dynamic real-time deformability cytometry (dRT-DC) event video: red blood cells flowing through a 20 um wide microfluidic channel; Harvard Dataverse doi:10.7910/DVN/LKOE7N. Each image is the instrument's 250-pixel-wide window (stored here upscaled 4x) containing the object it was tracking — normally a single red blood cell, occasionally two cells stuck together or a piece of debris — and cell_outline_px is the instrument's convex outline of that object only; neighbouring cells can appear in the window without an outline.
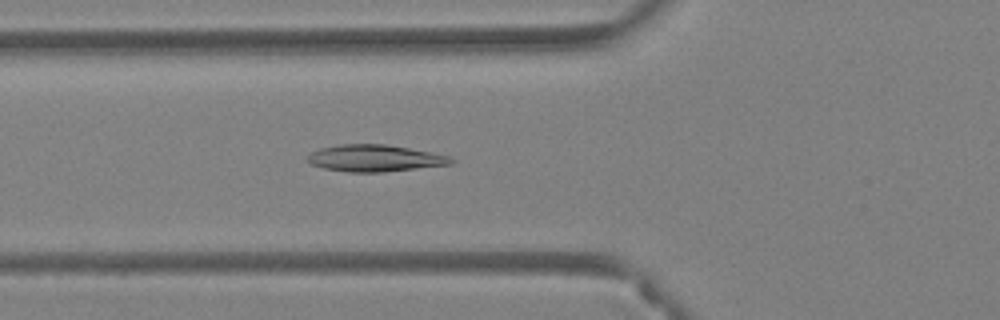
{"species": "Egyptian fruit bat (a non-hibernating species)", "species_latin": "Rousettus aegyptiacus", "temperature_condition": "warm", "stored_images_in_passage": 36, "camera_frame_rate_fps": 3000, "um_per_image_px": 0.085, "animal": {"sex": "female"}, "frame": {"image": 1, "passage_image": 5, "time_ms": 1.333, "image_size_px": [1000, 320], "cell_outline_px": [[456, 160], [452, 164], [384, 172], [348, 172], [324, 168], [312, 164], [308, 160], [308, 156], [312, 152], [320, 148], [340, 144], [384, 144], [408, 148], [448, 156]], "centroid_in_image_um": [31.86, 13.45], "position_along_channel_um": 93.9, "area_um2": 22.14}}
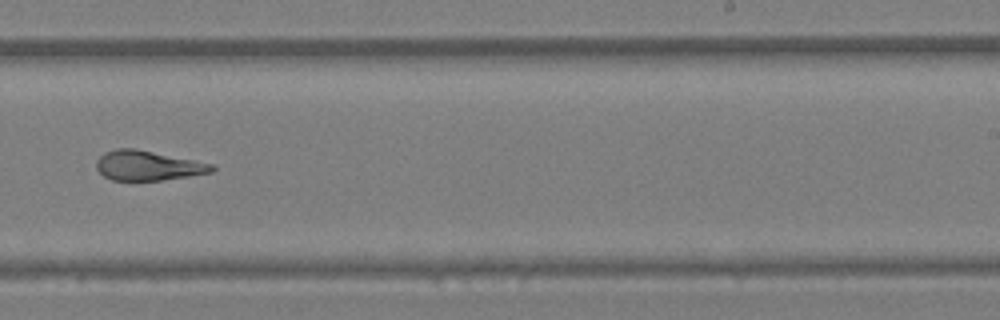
{"frame": {"image": 2, "passage_image": 18, "time_ms": 5.667, "image_size_px": [1000, 320], "cell_outline_px": [[216, 168], [212, 172], [188, 176], [160, 180], [112, 180], [104, 176], [96, 168], [96, 160], [104, 152], [116, 148], [136, 148], [212, 164]], "centroid_in_image_um": [12.53, 14.06], "position_along_channel_um": 276.5, "area_um2": 19.88}}
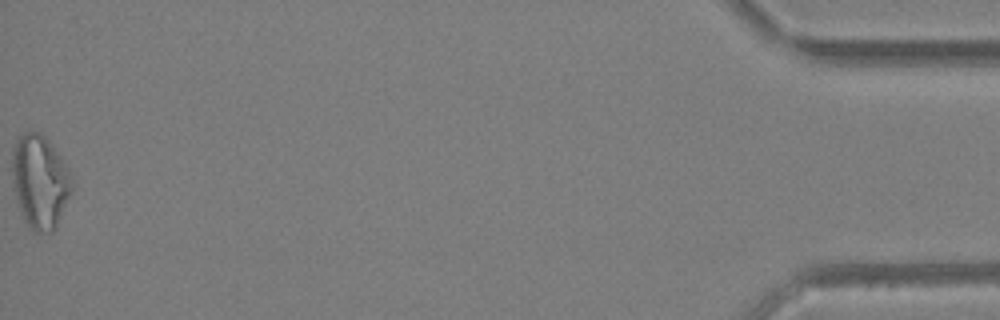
{"frame": {"image": 3, "passage_image": 36, "time_ms": 11.667, "image_size_px": [1000, 320], "cell_outline_px": [[72, 192], [56, 228], [52, 232], [36, 232], [28, 228], [24, 220], [12, 188], [12, 148], [16, 140], [24, 132], [44, 132], [68, 168], [72, 184]], "centroid_in_image_um": [3.38, 15.43], "position_along_channel_um": 431.8, "area_um2": 33.0}, "authors_computed_cell_mechanics": {"area_um2": 21.7328, "velocity_mm_per_s": 4.2085, "shape_relaxation_time_tau1_ms": null, "shape_relaxation_time_tau2_ms": 2.6219, "deformation_change_tau1": null, "deformation_change_tau2": 0.1048}}